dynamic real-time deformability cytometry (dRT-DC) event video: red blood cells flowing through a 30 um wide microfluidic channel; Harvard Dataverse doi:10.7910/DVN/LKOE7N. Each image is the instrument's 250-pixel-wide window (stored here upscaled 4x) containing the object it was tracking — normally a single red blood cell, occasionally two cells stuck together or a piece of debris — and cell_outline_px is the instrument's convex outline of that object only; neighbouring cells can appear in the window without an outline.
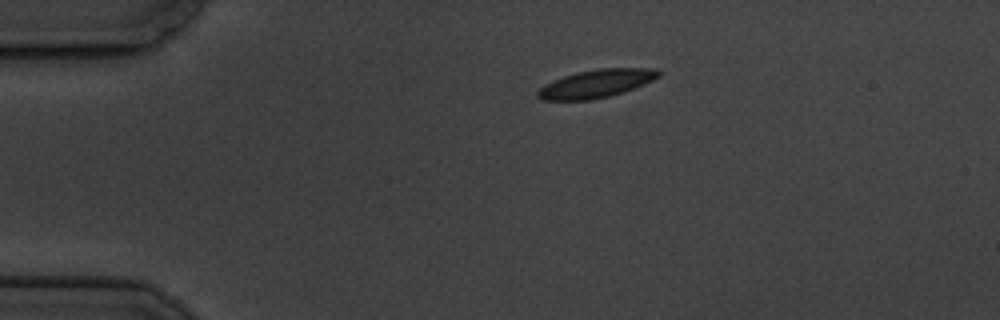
{"species": "common noctule bat (a hibernating species)", "species_latin": "Nyctalus noctula", "temperature_condition": "cold", "stored_images_in_passage": 6, "camera_frame_rate_fps": 3000, "um_per_image_px": 0.085, "animal": {"sex": "male", "body_mass_g": 19.5, "forearm_length_mm": 54.6}, "frame": {"image": 1, "passage_image": 6, "time_ms": 6.667, "image_size_px": [1000, 320], "cell_outline_px": [[660, 76], [644, 84], [624, 92], [592, 100], [540, 100], [536, 96], [536, 92], [544, 84], [552, 80], [576, 72], [600, 68], [656, 68], [660, 72]], "centroid_in_image_um": [50.65, 7.11], "position_along_channel_um": 34.3, "area_um2": 19.88}}